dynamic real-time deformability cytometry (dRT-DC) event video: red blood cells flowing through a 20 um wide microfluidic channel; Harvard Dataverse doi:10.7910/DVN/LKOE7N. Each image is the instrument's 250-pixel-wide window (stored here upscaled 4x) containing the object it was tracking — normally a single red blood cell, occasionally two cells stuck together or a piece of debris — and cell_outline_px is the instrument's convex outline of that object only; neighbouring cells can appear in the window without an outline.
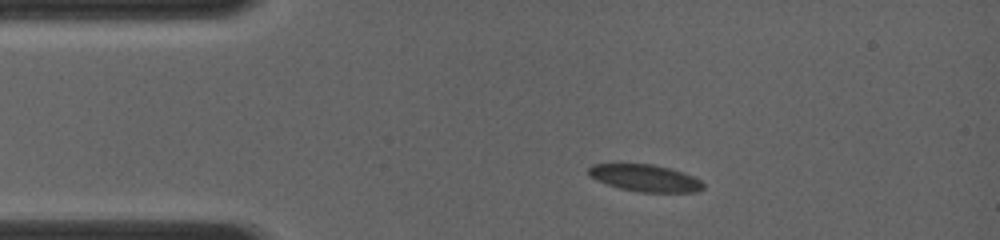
{"species": "common noctule bat (a hibernating species)", "species_latin": "Nyctalus noctula", "temperature_condition": "room temperature", "stored_images_in_passage": 13, "camera_frame_rate_fps": 4000, "um_per_image_px": 0.085, "animal": {"sex": "female", "body_mass_g": 19.0, "forearm_length_mm": 56.7}, "frame": {"image": 1, "passage_image": 3, "time_ms": 1.25, "image_size_px": [1000, 240], "cell_outline_px": [[704, 188], [696, 192], [640, 192], [620, 188], [596, 180], [588, 176], [588, 168], [592, 164], [652, 164], [672, 168], [684, 172], [700, 180], [704, 184]], "centroid_in_image_um": [54.84, 15.13], "position_along_channel_um": 30.2, "area_um2": 18.09}}
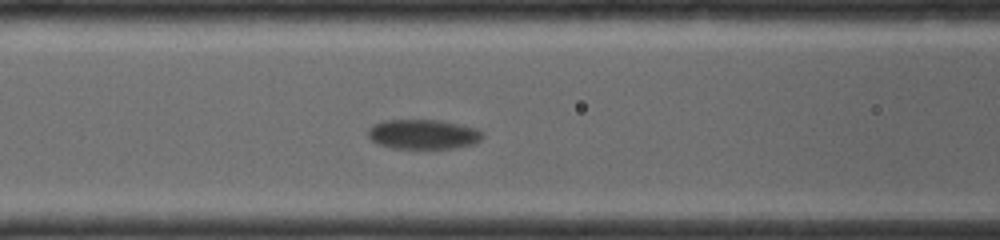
{"frame": {"image": 2, "passage_image": 9, "time_ms": 4.75, "image_size_px": [1000, 240], "cell_outline_px": [[484, 136], [476, 144], [456, 148], [392, 148], [376, 144], [368, 136], [368, 128], [372, 124], [384, 120], [440, 120], [460, 124], [476, 128], [484, 132]], "centroid_in_image_um": [35.99, 11.41], "position_along_channel_um": 130.6, "area_um2": 20.11}}
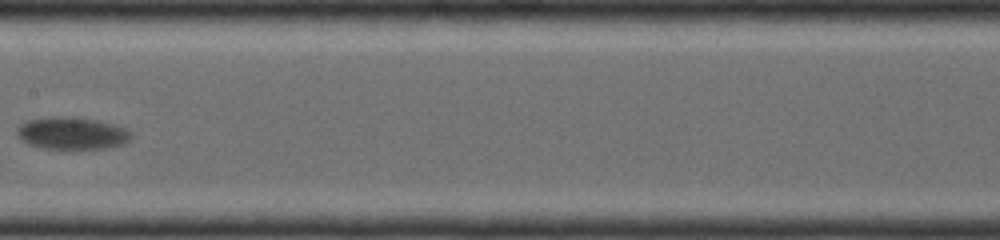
{"frame": {"image": 3, "passage_image": 12, "time_ms": 6.5, "image_size_px": [1000, 240], "cell_outline_px": [[132, 136], [124, 144], [108, 148], [40, 148], [28, 144], [20, 140], [16, 136], [16, 128], [20, 124], [28, 120], [48, 116], [68, 116], [96, 120], [112, 124], [124, 128], [132, 132]], "centroid_in_image_um": [6.06, 11.32], "position_along_channel_um": 201.3, "area_um2": 21.62}}